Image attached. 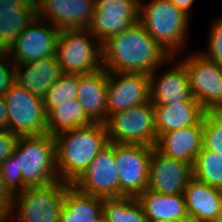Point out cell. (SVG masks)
<instances>
[{
	"instance_id": "cell-1",
	"label": "cell",
	"mask_w": 222,
	"mask_h": 222,
	"mask_svg": "<svg viewBox=\"0 0 222 222\" xmlns=\"http://www.w3.org/2000/svg\"><path fill=\"white\" fill-rule=\"evenodd\" d=\"M102 51L104 69L114 73L150 75L173 60L139 21L107 40Z\"/></svg>"
},
{
	"instance_id": "cell-2",
	"label": "cell",
	"mask_w": 222,
	"mask_h": 222,
	"mask_svg": "<svg viewBox=\"0 0 222 222\" xmlns=\"http://www.w3.org/2000/svg\"><path fill=\"white\" fill-rule=\"evenodd\" d=\"M58 177L73 184L109 144L105 123L65 130L55 136Z\"/></svg>"
},
{
	"instance_id": "cell-3",
	"label": "cell",
	"mask_w": 222,
	"mask_h": 222,
	"mask_svg": "<svg viewBox=\"0 0 222 222\" xmlns=\"http://www.w3.org/2000/svg\"><path fill=\"white\" fill-rule=\"evenodd\" d=\"M145 4L140 0L138 21L170 57H178L187 47L191 18L169 0H151Z\"/></svg>"
},
{
	"instance_id": "cell-4",
	"label": "cell",
	"mask_w": 222,
	"mask_h": 222,
	"mask_svg": "<svg viewBox=\"0 0 222 222\" xmlns=\"http://www.w3.org/2000/svg\"><path fill=\"white\" fill-rule=\"evenodd\" d=\"M14 153L23 182L28 187L46 186L60 180L54 136L48 133L19 136Z\"/></svg>"
},
{
	"instance_id": "cell-5",
	"label": "cell",
	"mask_w": 222,
	"mask_h": 222,
	"mask_svg": "<svg viewBox=\"0 0 222 222\" xmlns=\"http://www.w3.org/2000/svg\"><path fill=\"white\" fill-rule=\"evenodd\" d=\"M69 185L58 180L50 185L26 188L14 195L9 217L17 222H59Z\"/></svg>"
},
{
	"instance_id": "cell-6",
	"label": "cell",
	"mask_w": 222,
	"mask_h": 222,
	"mask_svg": "<svg viewBox=\"0 0 222 222\" xmlns=\"http://www.w3.org/2000/svg\"><path fill=\"white\" fill-rule=\"evenodd\" d=\"M56 57L63 73H89L103 67L102 44L88 29L59 30Z\"/></svg>"
},
{
	"instance_id": "cell-7",
	"label": "cell",
	"mask_w": 222,
	"mask_h": 222,
	"mask_svg": "<svg viewBox=\"0 0 222 222\" xmlns=\"http://www.w3.org/2000/svg\"><path fill=\"white\" fill-rule=\"evenodd\" d=\"M105 126L111 143L156 145L154 105L151 101L110 115Z\"/></svg>"
},
{
	"instance_id": "cell-8",
	"label": "cell",
	"mask_w": 222,
	"mask_h": 222,
	"mask_svg": "<svg viewBox=\"0 0 222 222\" xmlns=\"http://www.w3.org/2000/svg\"><path fill=\"white\" fill-rule=\"evenodd\" d=\"M8 111L9 130L18 136L47 134V114L43 99L16 83L3 96Z\"/></svg>"
},
{
	"instance_id": "cell-9",
	"label": "cell",
	"mask_w": 222,
	"mask_h": 222,
	"mask_svg": "<svg viewBox=\"0 0 222 222\" xmlns=\"http://www.w3.org/2000/svg\"><path fill=\"white\" fill-rule=\"evenodd\" d=\"M153 146L114 143L119 175V197H137L148 188Z\"/></svg>"
},
{
	"instance_id": "cell-10",
	"label": "cell",
	"mask_w": 222,
	"mask_h": 222,
	"mask_svg": "<svg viewBox=\"0 0 222 222\" xmlns=\"http://www.w3.org/2000/svg\"><path fill=\"white\" fill-rule=\"evenodd\" d=\"M178 60L187 69L193 97L206 111H222V66L207 59L200 51Z\"/></svg>"
},
{
	"instance_id": "cell-11",
	"label": "cell",
	"mask_w": 222,
	"mask_h": 222,
	"mask_svg": "<svg viewBox=\"0 0 222 222\" xmlns=\"http://www.w3.org/2000/svg\"><path fill=\"white\" fill-rule=\"evenodd\" d=\"M140 0H94L89 32L103 45L139 20Z\"/></svg>"
},
{
	"instance_id": "cell-12",
	"label": "cell",
	"mask_w": 222,
	"mask_h": 222,
	"mask_svg": "<svg viewBox=\"0 0 222 222\" xmlns=\"http://www.w3.org/2000/svg\"><path fill=\"white\" fill-rule=\"evenodd\" d=\"M81 192L99 198L119 197V175L116 168L114 143L103 148L73 183Z\"/></svg>"
},
{
	"instance_id": "cell-13",
	"label": "cell",
	"mask_w": 222,
	"mask_h": 222,
	"mask_svg": "<svg viewBox=\"0 0 222 222\" xmlns=\"http://www.w3.org/2000/svg\"><path fill=\"white\" fill-rule=\"evenodd\" d=\"M59 30L38 17L23 30L7 52L14 64L37 61L56 54Z\"/></svg>"
},
{
	"instance_id": "cell-14",
	"label": "cell",
	"mask_w": 222,
	"mask_h": 222,
	"mask_svg": "<svg viewBox=\"0 0 222 222\" xmlns=\"http://www.w3.org/2000/svg\"><path fill=\"white\" fill-rule=\"evenodd\" d=\"M150 101V76L141 73L108 72L107 118Z\"/></svg>"
},
{
	"instance_id": "cell-15",
	"label": "cell",
	"mask_w": 222,
	"mask_h": 222,
	"mask_svg": "<svg viewBox=\"0 0 222 222\" xmlns=\"http://www.w3.org/2000/svg\"><path fill=\"white\" fill-rule=\"evenodd\" d=\"M171 62L174 63L173 66L164 74L157 75V69L160 70V66L149 75L151 103L154 106H168L178 102H198L193 97L189 75L184 64L176 60V57H173Z\"/></svg>"
},
{
	"instance_id": "cell-16",
	"label": "cell",
	"mask_w": 222,
	"mask_h": 222,
	"mask_svg": "<svg viewBox=\"0 0 222 222\" xmlns=\"http://www.w3.org/2000/svg\"><path fill=\"white\" fill-rule=\"evenodd\" d=\"M192 177L193 169L190 163L167 157L153 148L148 188L164 195L183 194Z\"/></svg>"
},
{
	"instance_id": "cell-17",
	"label": "cell",
	"mask_w": 222,
	"mask_h": 222,
	"mask_svg": "<svg viewBox=\"0 0 222 222\" xmlns=\"http://www.w3.org/2000/svg\"><path fill=\"white\" fill-rule=\"evenodd\" d=\"M37 17L58 30L87 29L94 15V0H36Z\"/></svg>"
},
{
	"instance_id": "cell-18",
	"label": "cell",
	"mask_w": 222,
	"mask_h": 222,
	"mask_svg": "<svg viewBox=\"0 0 222 222\" xmlns=\"http://www.w3.org/2000/svg\"><path fill=\"white\" fill-rule=\"evenodd\" d=\"M14 72L15 83L18 86L42 99L45 97L48 89L63 74L56 54L37 61L15 64Z\"/></svg>"
},
{
	"instance_id": "cell-19",
	"label": "cell",
	"mask_w": 222,
	"mask_h": 222,
	"mask_svg": "<svg viewBox=\"0 0 222 222\" xmlns=\"http://www.w3.org/2000/svg\"><path fill=\"white\" fill-rule=\"evenodd\" d=\"M107 83L108 71L104 68L79 74L77 99L94 123L107 120Z\"/></svg>"
},
{
	"instance_id": "cell-20",
	"label": "cell",
	"mask_w": 222,
	"mask_h": 222,
	"mask_svg": "<svg viewBox=\"0 0 222 222\" xmlns=\"http://www.w3.org/2000/svg\"><path fill=\"white\" fill-rule=\"evenodd\" d=\"M183 194L191 222H211L222 212V189L192 177Z\"/></svg>"
},
{
	"instance_id": "cell-21",
	"label": "cell",
	"mask_w": 222,
	"mask_h": 222,
	"mask_svg": "<svg viewBox=\"0 0 222 222\" xmlns=\"http://www.w3.org/2000/svg\"><path fill=\"white\" fill-rule=\"evenodd\" d=\"M155 148L163 155L194 164L203 148V127L190 126L164 133L157 138Z\"/></svg>"
},
{
	"instance_id": "cell-22",
	"label": "cell",
	"mask_w": 222,
	"mask_h": 222,
	"mask_svg": "<svg viewBox=\"0 0 222 222\" xmlns=\"http://www.w3.org/2000/svg\"><path fill=\"white\" fill-rule=\"evenodd\" d=\"M206 110L199 102H178L168 106H154L157 138L164 133L190 126H202Z\"/></svg>"
},
{
	"instance_id": "cell-23",
	"label": "cell",
	"mask_w": 222,
	"mask_h": 222,
	"mask_svg": "<svg viewBox=\"0 0 222 222\" xmlns=\"http://www.w3.org/2000/svg\"><path fill=\"white\" fill-rule=\"evenodd\" d=\"M103 199L70 184L65 191L59 222H96L103 215Z\"/></svg>"
},
{
	"instance_id": "cell-24",
	"label": "cell",
	"mask_w": 222,
	"mask_h": 222,
	"mask_svg": "<svg viewBox=\"0 0 222 222\" xmlns=\"http://www.w3.org/2000/svg\"><path fill=\"white\" fill-rule=\"evenodd\" d=\"M136 198L143 208L146 221L190 219L184 194L164 195L147 188Z\"/></svg>"
},
{
	"instance_id": "cell-25",
	"label": "cell",
	"mask_w": 222,
	"mask_h": 222,
	"mask_svg": "<svg viewBox=\"0 0 222 222\" xmlns=\"http://www.w3.org/2000/svg\"><path fill=\"white\" fill-rule=\"evenodd\" d=\"M93 123L76 98L72 102L55 103V108L47 114V133L55 136L65 130L86 127Z\"/></svg>"
},
{
	"instance_id": "cell-26",
	"label": "cell",
	"mask_w": 222,
	"mask_h": 222,
	"mask_svg": "<svg viewBox=\"0 0 222 222\" xmlns=\"http://www.w3.org/2000/svg\"><path fill=\"white\" fill-rule=\"evenodd\" d=\"M37 17V4L33 0L24 10L0 14V52L7 53L18 35Z\"/></svg>"
},
{
	"instance_id": "cell-27",
	"label": "cell",
	"mask_w": 222,
	"mask_h": 222,
	"mask_svg": "<svg viewBox=\"0 0 222 222\" xmlns=\"http://www.w3.org/2000/svg\"><path fill=\"white\" fill-rule=\"evenodd\" d=\"M102 215L107 222H147L140 202L131 196L104 198Z\"/></svg>"
},
{
	"instance_id": "cell-28",
	"label": "cell",
	"mask_w": 222,
	"mask_h": 222,
	"mask_svg": "<svg viewBox=\"0 0 222 222\" xmlns=\"http://www.w3.org/2000/svg\"><path fill=\"white\" fill-rule=\"evenodd\" d=\"M193 177L210 186L222 189V155L204 147L192 166Z\"/></svg>"
},
{
	"instance_id": "cell-29",
	"label": "cell",
	"mask_w": 222,
	"mask_h": 222,
	"mask_svg": "<svg viewBox=\"0 0 222 222\" xmlns=\"http://www.w3.org/2000/svg\"><path fill=\"white\" fill-rule=\"evenodd\" d=\"M78 85L79 74L63 73L43 98L46 114L55 108V103L72 102V99H76Z\"/></svg>"
},
{
	"instance_id": "cell-30",
	"label": "cell",
	"mask_w": 222,
	"mask_h": 222,
	"mask_svg": "<svg viewBox=\"0 0 222 222\" xmlns=\"http://www.w3.org/2000/svg\"><path fill=\"white\" fill-rule=\"evenodd\" d=\"M202 127L203 147L222 155V111H206Z\"/></svg>"
},
{
	"instance_id": "cell-31",
	"label": "cell",
	"mask_w": 222,
	"mask_h": 222,
	"mask_svg": "<svg viewBox=\"0 0 222 222\" xmlns=\"http://www.w3.org/2000/svg\"><path fill=\"white\" fill-rule=\"evenodd\" d=\"M0 171L4 178L5 186L13 195L28 188L23 182L22 173L18 166L17 155L14 152L2 162Z\"/></svg>"
},
{
	"instance_id": "cell-32",
	"label": "cell",
	"mask_w": 222,
	"mask_h": 222,
	"mask_svg": "<svg viewBox=\"0 0 222 222\" xmlns=\"http://www.w3.org/2000/svg\"><path fill=\"white\" fill-rule=\"evenodd\" d=\"M207 40L205 47L207 50L200 53L213 63L222 66V16L214 19Z\"/></svg>"
},
{
	"instance_id": "cell-33",
	"label": "cell",
	"mask_w": 222,
	"mask_h": 222,
	"mask_svg": "<svg viewBox=\"0 0 222 222\" xmlns=\"http://www.w3.org/2000/svg\"><path fill=\"white\" fill-rule=\"evenodd\" d=\"M14 66L8 54L0 52V96H4L15 84Z\"/></svg>"
},
{
	"instance_id": "cell-34",
	"label": "cell",
	"mask_w": 222,
	"mask_h": 222,
	"mask_svg": "<svg viewBox=\"0 0 222 222\" xmlns=\"http://www.w3.org/2000/svg\"><path fill=\"white\" fill-rule=\"evenodd\" d=\"M19 136L9 131H0V165L15 150Z\"/></svg>"
},
{
	"instance_id": "cell-35",
	"label": "cell",
	"mask_w": 222,
	"mask_h": 222,
	"mask_svg": "<svg viewBox=\"0 0 222 222\" xmlns=\"http://www.w3.org/2000/svg\"><path fill=\"white\" fill-rule=\"evenodd\" d=\"M33 0H0V14L24 10Z\"/></svg>"
},
{
	"instance_id": "cell-36",
	"label": "cell",
	"mask_w": 222,
	"mask_h": 222,
	"mask_svg": "<svg viewBox=\"0 0 222 222\" xmlns=\"http://www.w3.org/2000/svg\"><path fill=\"white\" fill-rule=\"evenodd\" d=\"M14 195L7 189L4 184V178L0 171V202L10 210Z\"/></svg>"
},
{
	"instance_id": "cell-37",
	"label": "cell",
	"mask_w": 222,
	"mask_h": 222,
	"mask_svg": "<svg viewBox=\"0 0 222 222\" xmlns=\"http://www.w3.org/2000/svg\"><path fill=\"white\" fill-rule=\"evenodd\" d=\"M0 131H9L8 111L3 96H0Z\"/></svg>"
},
{
	"instance_id": "cell-38",
	"label": "cell",
	"mask_w": 222,
	"mask_h": 222,
	"mask_svg": "<svg viewBox=\"0 0 222 222\" xmlns=\"http://www.w3.org/2000/svg\"><path fill=\"white\" fill-rule=\"evenodd\" d=\"M174 6H176L179 10L183 11L189 17L192 15V5L195 0H169Z\"/></svg>"
},
{
	"instance_id": "cell-39",
	"label": "cell",
	"mask_w": 222,
	"mask_h": 222,
	"mask_svg": "<svg viewBox=\"0 0 222 222\" xmlns=\"http://www.w3.org/2000/svg\"><path fill=\"white\" fill-rule=\"evenodd\" d=\"M9 216V210L0 202V220Z\"/></svg>"
},
{
	"instance_id": "cell-40",
	"label": "cell",
	"mask_w": 222,
	"mask_h": 222,
	"mask_svg": "<svg viewBox=\"0 0 222 222\" xmlns=\"http://www.w3.org/2000/svg\"><path fill=\"white\" fill-rule=\"evenodd\" d=\"M147 222H191L190 219H165L159 221H147Z\"/></svg>"
},
{
	"instance_id": "cell-41",
	"label": "cell",
	"mask_w": 222,
	"mask_h": 222,
	"mask_svg": "<svg viewBox=\"0 0 222 222\" xmlns=\"http://www.w3.org/2000/svg\"><path fill=\"white\" fill-rule=\"evenodd\" d=\"M211 222H222V212Z\"/></svg>"
},
{
	"instance_id": "cell-42",
	"label": "cell",
	"mask_w": 222,
	"mask_h": 222,
	"mask_svg": "<svg viewBox=\"0 0 222 222\" xmlns=\"http://www.w3.org/2000/svg\"><path fill=\"white\" fill-rule=\"evenodd\" d=\"M14 222L13 220H12V218H10L9 216H7V217H5V218H3L2 220H0V222Z\"/></svg>"
},
{
	"instance_id": "cell-43",
	"label": "cell",
	"mask_w": 222,
	"mask_h": 222,
	"mask_svg": "<svg viewBox=\"0 0 222 222\" xmlns=\"http://www.w3.org/2000/svg\"><path fill=\"white\" fill-rule=\"evenodd\" d=\"M96 222H107V220L102 216L99 220H97Z\"/></svg>"
}]
</instances>
